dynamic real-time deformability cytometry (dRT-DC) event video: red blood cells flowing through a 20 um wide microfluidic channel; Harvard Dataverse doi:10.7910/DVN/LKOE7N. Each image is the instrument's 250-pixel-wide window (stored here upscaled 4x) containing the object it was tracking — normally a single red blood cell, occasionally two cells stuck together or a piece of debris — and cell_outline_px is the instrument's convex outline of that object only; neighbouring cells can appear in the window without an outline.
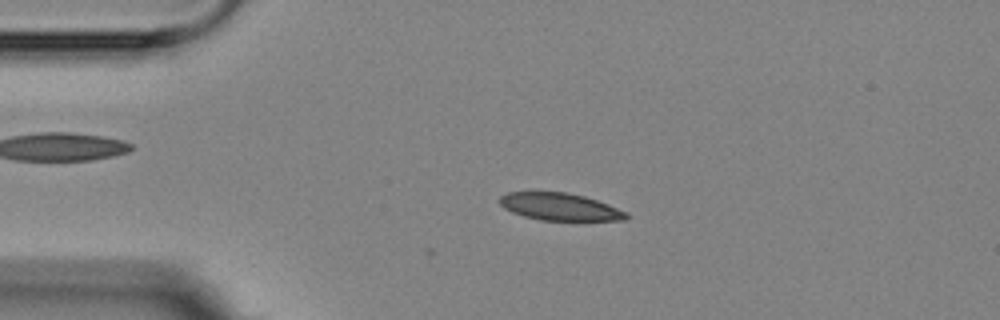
{"species": "Egyptian fruit bat (a non-hibernating species)", "species_latin": "Rousettus aegyptiacus", "temperature_condition": "room temperature", "stored_images_in_passage": 9, "camera_frame_rate_fps": 3000, "um_per_image_px": 0.085, "animal": {"sex": "female"}, "frame": {"image": 1, "passage_image": 4, "time_ms": 3.333, "image_size_px": [1000, 320], "cell_outline_px": [[628, 216], [624, 220], [540, 220], [524, 216], [512, 212], [504, 208], [500, 204], [500, 196], [508, 192], [568, 192], [584, 196], [608, 204], [628, 212]], "centroid_in_image_um": [47.58, 17.57], "position_along_channel_um": 37.4, "area_um2": 20.06}}
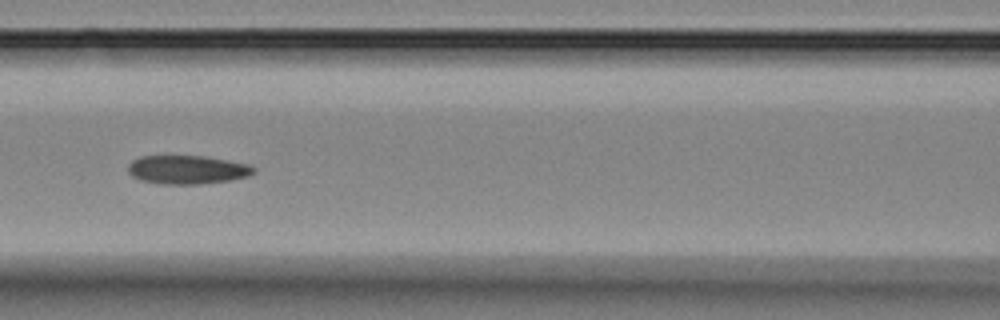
{"frame": {"image": 2, "passage_image": 7, "time_ms": 7.333, "image_size_px": [1000, 320], "cell_outline_px": [[256, 172], [248, 176], [228, 180], [200, 184], [160, 184], [140, 180], [132, 176], [128, 172], [128, 164], [132, 160], [140, 156], [204, 156], [228, 160], [248, 164], [256, 168]], "centroid_in_image_um": [15.9, 14.42], "position_along_channel_um": 150.7, "area_um2": 21.04}}
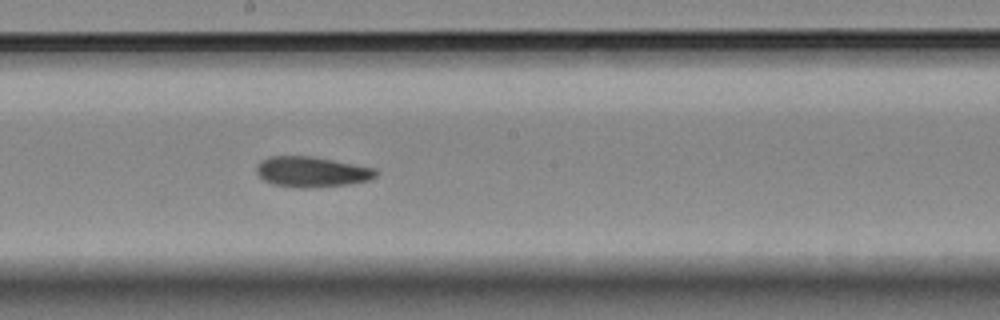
{"frame": {"image": 3, "passage_image": 9, "time_ms": 9.333, "image_size_px": [1000, 320], "cell_outline_px": [[376, 176], [368, 180], [348, 184], [312, 188], [296, 188], [272, 184], [264, 180], [256, 172], [256, 168], [260, 160], [268, 156], [312, 156], [376, 168]], "centroid_in_image_um": [26.46, 14.6], "position_along_channel_um": 221.7, "area_um2": 21.27}}